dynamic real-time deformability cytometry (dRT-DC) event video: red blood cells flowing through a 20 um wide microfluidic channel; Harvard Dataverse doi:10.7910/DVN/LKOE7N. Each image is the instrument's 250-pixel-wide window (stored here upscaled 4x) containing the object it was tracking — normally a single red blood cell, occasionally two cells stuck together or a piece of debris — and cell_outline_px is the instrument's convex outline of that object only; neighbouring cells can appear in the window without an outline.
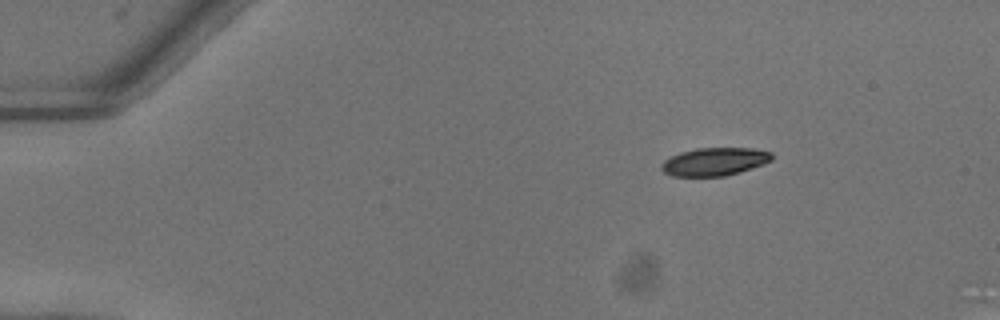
{"species": "common noctule bat (a hibernating species)", "species_latin": "Nyctalus noctula", "temperature_condition": "warm", "stored_images_in_passage": 46, "camera_frame_rate_fps": 3000, "um_per_image_px": 0.085, "animal": {"sex": "female"}, "frame": {"image": 1, "passage_image": 1, "time_ms": 0.0, "image_size_px": [1000, 320], "cell_outline_px": [[772, 160], [764, 164], [740, 172], [724, 176], [672, 176], [664, 172], [660, 168], [660, 164], [664, 160], [680, 152], [696, 148], [752, 148], [772, 152]], "centroid_in_image_um": [60.73, 13.74], "position_along_channel_um": 24.3, "area_um2": 18.09}}
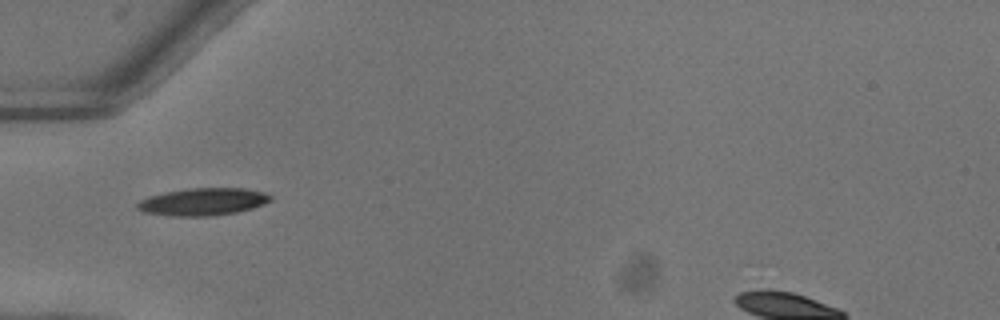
{"frame": {"image": 2, "passage_image": 11, "time_ms": 3.333, "image_size_px": [1000, 320], "cell_outline_px": [[272, 200], [264, 204], [252, 208], [236, 212], [212, 216], [172, 216], [144, 212], [136, 208], [136, 204], [140, 200], [148, 196], [164, 192], [188, 188], [244, 188], [264, 192], [272, 196]], "centroid_in_image_um": [17.24, 17.14], "position_along_channel_um": 67.8, "area_um2": 21.39}}
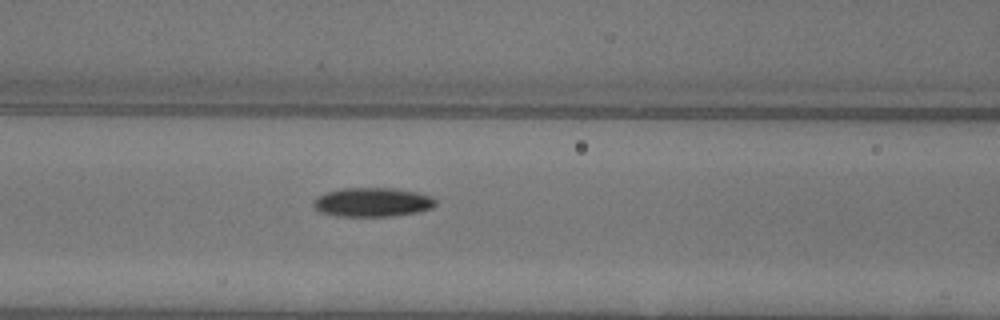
{"frame": {"image": 3, "passage_image": 16, "time_ms": 5.0, "image_size_px": [1000, 320], "cell_outline_px": [[436, 204], [432, 208], [416, 212], [392, 216], [340, 216], [320, 212], [312, 204], [312, 200], [316, 196], [328, 192], [344, 188], [392, 188], [416, 192], [432, 196], [436, 200]], "centroid_in_image_um": [31.65, 17.18], "position_along_channel_um": 134.9, "area_um2": 20.63}, "authors_computed_cell_mechanics": {"area_um2": 19.8832, "velocity_mm_per_s": 4.0684, "shape_relaxation_time_tau1_ms": 4.7144, "shape_relaxation_time_tau2_ms": 4.899, "deformation_change_tau1": 0.1619, "deformation_change_tau2": 0.0931}}